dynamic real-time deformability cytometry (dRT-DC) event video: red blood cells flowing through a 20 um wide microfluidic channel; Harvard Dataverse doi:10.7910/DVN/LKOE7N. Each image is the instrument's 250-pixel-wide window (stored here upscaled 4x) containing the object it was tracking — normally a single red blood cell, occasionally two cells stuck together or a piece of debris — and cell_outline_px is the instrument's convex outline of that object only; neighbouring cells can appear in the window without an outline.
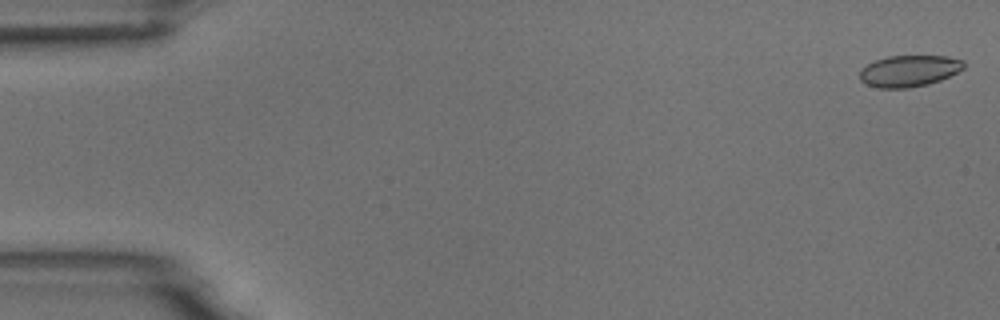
{"species": "common noctule bat (a hibernating species)", "species_latin": "Nyctalus noctula", "temperature_condition": "room temperature", "stored_images_in_passage": 12, "camera_frame_rate_fps": 3000, "um_per_image_px": 0.085, "animal": {"sex": "male", "body_mass_g": 18.8}, "frame": {"image": 1, "passage_image": 1, "time_ms": 0.0, "image_size_px": [1000, 320], "cell_outline_px": [[964, 68], [940, 80], [928, 84], [908, 88], [880, 88], [868, 84], [860, 80], [860, 68], [876, 60], [888, 56], [948, 56], [964, 60]], "centroid_in_image_um": [77.27, 6.02], "position_along_channel_um": 7.7, "area_um2": 18.96}}